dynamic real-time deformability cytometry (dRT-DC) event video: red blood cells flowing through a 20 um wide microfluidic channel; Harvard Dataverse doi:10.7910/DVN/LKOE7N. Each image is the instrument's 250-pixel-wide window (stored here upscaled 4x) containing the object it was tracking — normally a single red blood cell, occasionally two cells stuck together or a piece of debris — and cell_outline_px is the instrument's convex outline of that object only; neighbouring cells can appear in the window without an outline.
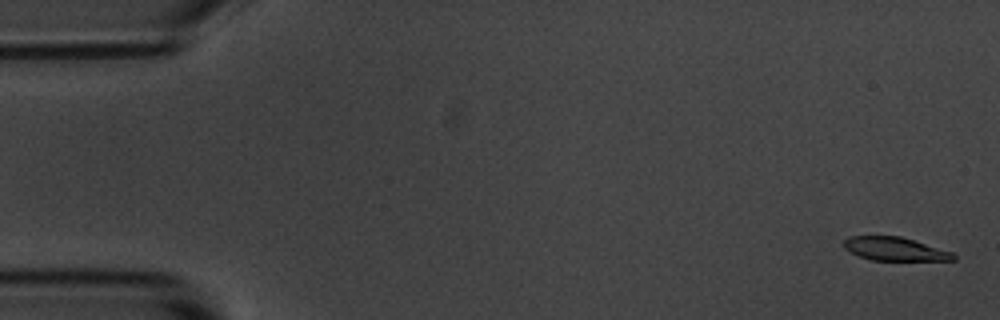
{"species": "common noctule bat (a hibernating species)", "species_latin": "Nyctalus noctula", "temperature_condition": "room temperature", "stored_images_in_passage": 5, "camera_frame_rate_fps": 3000, "um_per_image_px": 0.085, "animal": {"sex": "male", "body_mass_g": 20.1, "forearm_length_mm": 53.5}, "frame": {"image": 1, "passage_image": 1, "time_ms": 0.0, "image_size_px": [1000, 320], "cell_outline_px": [[956, 260], [872, 260], [860, 256], [844, 248], [844, 240], [848, 236], [900, 236], [952, 252], [956, 256]], "centroid_in_image_um": [76.05, 21.16], "position_along_channel_um": 8.9, "area_um2": 14.74}}
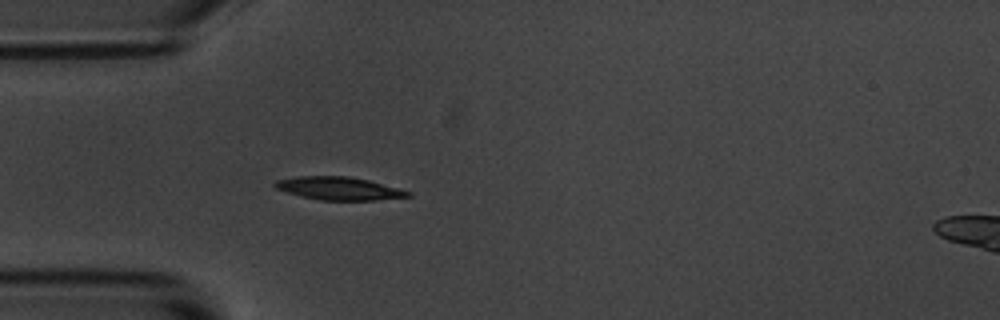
{"frame": {"image": 2, "passage_image": 5, "time_ms": 4.667, "image_size_px": [1000, 320], "cell_outline_px": [[412, 196], [376, 200], [320, 200], [300, 196], [276, 188], [272, 184], [276, 180], [300, 176], [348, 176], [368, 180], [400, 188], [412, 192]], "centroid_in_image_um": [28.84, 16.01], "position_along_channel_um": 56.2, "area_um2": 17.8}}